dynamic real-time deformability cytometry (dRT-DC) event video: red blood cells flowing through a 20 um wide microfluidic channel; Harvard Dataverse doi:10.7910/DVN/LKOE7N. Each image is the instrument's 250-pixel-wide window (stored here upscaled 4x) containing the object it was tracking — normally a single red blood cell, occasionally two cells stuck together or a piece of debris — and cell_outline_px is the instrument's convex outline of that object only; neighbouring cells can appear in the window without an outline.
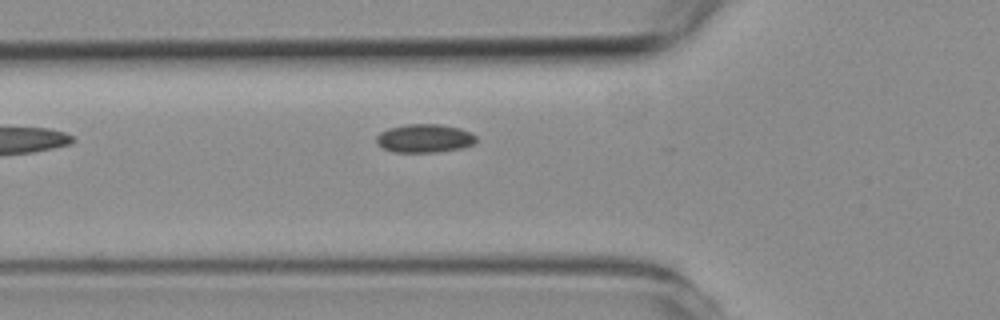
{"species": "common noctule bat (a hibernating species)", "species_latin": "Nyctalus noctula", "temperature_condition": "room temperature", "stored_images_in_passage": 5, "camera_frame_rate_fps": 3000, "um_per_image_px": 0.085, "animal": {"sex": "female", "body_mass_g": 19.3, "forearm_length_mm": 54.1}, "frame": {"image": 1, "passage_image": 5, "time_ms": 5.0, "image_size_px": [1000, 320], "cell_outline_px": [[476, 140], [472, 144], [464, 148], [436, 152], [392, 152], [376, 144], [376, 136], [380, 132], [388, 128], [404, 124], [440, 124], [460, 128], [472, 132], [476, 136]], "centroid_in_image_um": [36.08, 11.75], "position_along_channel_um": 89.7, "area_um2": 16.76}}